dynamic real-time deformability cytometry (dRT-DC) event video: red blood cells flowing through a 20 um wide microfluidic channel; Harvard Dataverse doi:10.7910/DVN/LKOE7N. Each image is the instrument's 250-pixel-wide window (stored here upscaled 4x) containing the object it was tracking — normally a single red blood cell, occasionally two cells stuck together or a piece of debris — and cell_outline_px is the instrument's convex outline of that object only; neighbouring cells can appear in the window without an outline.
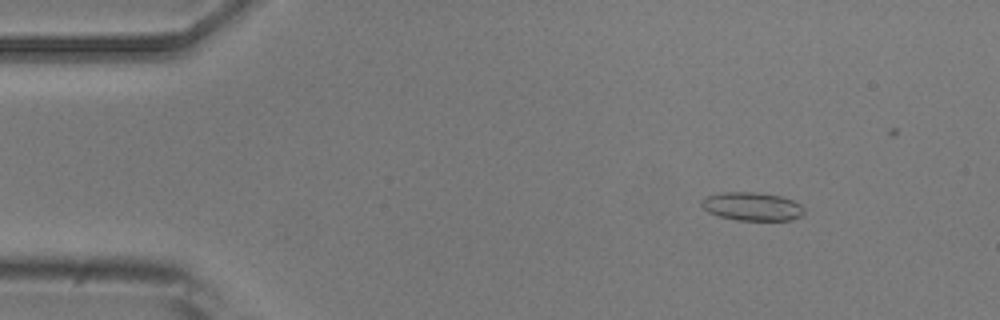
{"species": "common noctule bat (a hibernating species)", "species_latin": "Nyctalus noctula", "temperature_condition": "room temperature", "stored_images_in_passage": 5, "camera_frame_rate_fps": 3000, "um_per_image_px": 0.085, "animal": {"sex": "male", "body_mass_g": 20.5, "forearm_length_mm": 52.5}, "frame": {"image": 1, "passage_image": 2, "time_ms": 1.0, "image_size_px": [1000, 320], "cell_outline_px": [[804, 212], [800, 216], [792, 220], [736, 220], [720, 216], [708, 212], [700, 204], [700, 200], [708, 196], [720, 192], [756, 192], [780, 196], [792, 200], [800, 204], [804, 208]], "centroid_in_image_um": [63.91, 17.54], "position_along_channel_um": 21.1, "area_um2": 16.94}}